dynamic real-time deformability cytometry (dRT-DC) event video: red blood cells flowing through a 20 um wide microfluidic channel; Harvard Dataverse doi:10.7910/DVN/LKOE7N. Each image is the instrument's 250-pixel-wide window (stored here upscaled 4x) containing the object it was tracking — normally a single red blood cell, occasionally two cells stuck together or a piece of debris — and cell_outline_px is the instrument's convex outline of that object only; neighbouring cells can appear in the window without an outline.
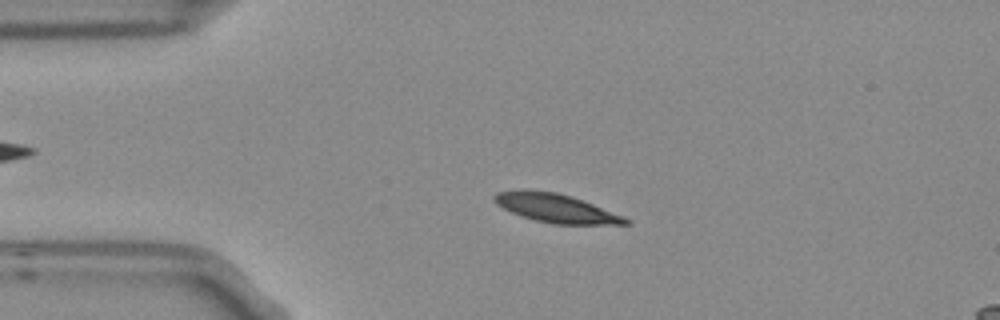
{"species": "Egyptian fruit bat (a non-hibernating species)", "species_latin": "Rousettus aegyptiacus", "temperature_condition": "room temperature", "stored_images_in_passage": 4, "camera_frame_rate_fps": 3000, "um_per_image_px": 0.085, "frame": {"image": 1, "passage_image": 3, "time_ms": 0.667, "image_size_px": [1000, 320], "cell_outline_px": [[632, 224], [552, 224], [520, 216], [496, 204], [492, 200], [492, 196], [496, 192], [520, 188], [524, 188], [556, 192], [572, 196], [624, 216], [632, 220]], "centroid_in_image_um": [47.21, 17.67], "position_along_channel_um": 37.8, "area_um2": 22.25}}